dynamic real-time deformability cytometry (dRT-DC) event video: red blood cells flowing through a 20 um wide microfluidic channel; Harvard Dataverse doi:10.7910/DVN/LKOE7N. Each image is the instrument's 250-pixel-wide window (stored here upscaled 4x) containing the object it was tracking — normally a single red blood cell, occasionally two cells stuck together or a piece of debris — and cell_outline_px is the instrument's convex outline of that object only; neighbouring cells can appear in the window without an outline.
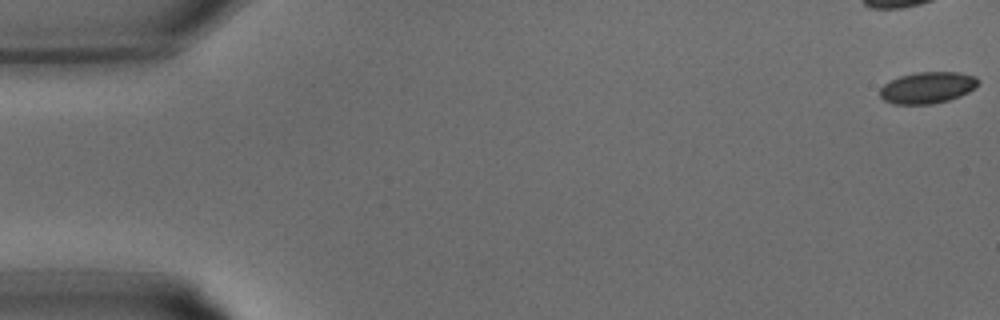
{"species": "common noctule bat (a hibernating species)", "species_latin": "Nyctalus noctula", "temperature_condition": "warm", "stored_images_in_passage": 6, "camera_frame_rate_fps": 3000, "um_per_image_px": 0.085, "animal": {"sex": "male", "body_mass_g": 15.6}, "frame": {"image": 1, "passage_image": 1, "time_ms": 0.0, "image_size_px": [1000, 320], "cell_outline_px": [[980, 84], [976, 88], [960, 96], [948, 100], [932, 104], [892, 104], [884, 100], [880, 96], [880, 88], [884, 84], [900, 76], [916, 72], [956, 72], [976, 76], [980, 80]], "centroid_in_image_um": [78.86, 7.45], "position_along_channel_um": 6.1, "area_um2": 18.15}}